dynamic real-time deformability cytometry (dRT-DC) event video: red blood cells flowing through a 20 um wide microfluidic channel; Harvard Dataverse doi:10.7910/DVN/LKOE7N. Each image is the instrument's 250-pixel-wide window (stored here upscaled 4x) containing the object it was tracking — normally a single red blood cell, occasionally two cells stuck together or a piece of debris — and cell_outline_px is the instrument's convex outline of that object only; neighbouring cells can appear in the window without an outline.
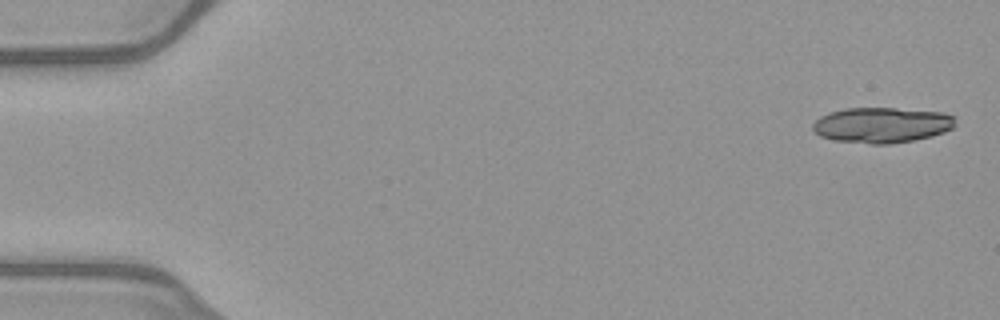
{"species": "common noctule bat (a hibernating species)", "species_latin": "Nyctalus noctula", "temperature_condition": "warm", "stored_images_in_passage": 9, "camera_frame_rate_fps": 3000, "um_per_image_px": 0.085, "animal": {"sex": "female", "body_mass_g": 21.9}, "frame": {"image": 1, "passage_image": 9, "time_ms": 2.667, "image_size_px": [1000, 320], "cell_outline_px": [[956, 124], [952, 128], [944, 132], [932, 136], [892, 144], [872, 144], [836, 140], [820, 136], [812, 128], [812, 124], [820, 116], [828, 112], [844, 108], [896, 108], [944, 112], [956, 116]], "centroid_in_image_um": [74.98, 10.62], "position_along_channel_um": 10.0, "area_um2": 29.71}}